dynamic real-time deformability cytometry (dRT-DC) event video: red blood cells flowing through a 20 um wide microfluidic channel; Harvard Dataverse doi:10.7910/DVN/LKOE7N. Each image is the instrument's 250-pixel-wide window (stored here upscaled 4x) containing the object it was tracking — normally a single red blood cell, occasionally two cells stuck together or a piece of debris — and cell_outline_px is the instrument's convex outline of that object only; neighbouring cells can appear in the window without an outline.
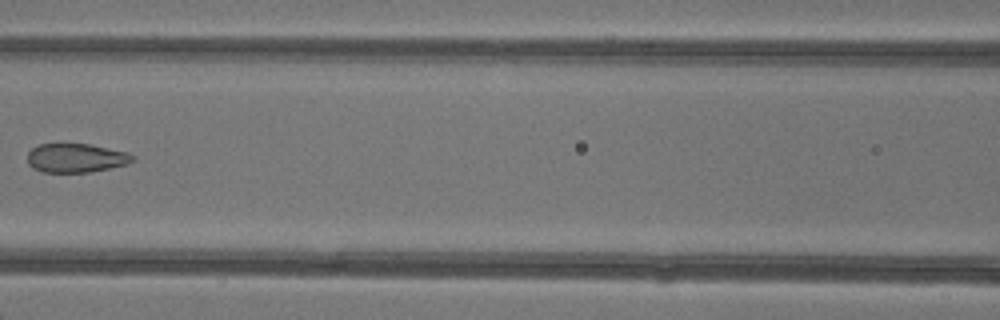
{"species": "common noctule bat (a hibernating species)", "species_latin": "Nyctalus noctula", "temperature_condition": "warm", "stored_images_in_passage": 6, "camera_frame_rate_fps": 3000, "um_per_image_px": 0.085, "animal": {"sex": "female"}, "frame": {"image": 1, "passage_image": 6, "time_ms": 6.0, "image_size_px": [1000, 320], "cell_outline_px": [[136, 160], [128, 164], [88, 172], [44, 172], [32, 168], [28, 164], [28, 152], [32, 148], [40, 144], [92, 144], [128, 152]], "centroid_in_image_um": [6.46, 13.42], "position_along_channel_um": 160.1, "area_um2": 17.74}}